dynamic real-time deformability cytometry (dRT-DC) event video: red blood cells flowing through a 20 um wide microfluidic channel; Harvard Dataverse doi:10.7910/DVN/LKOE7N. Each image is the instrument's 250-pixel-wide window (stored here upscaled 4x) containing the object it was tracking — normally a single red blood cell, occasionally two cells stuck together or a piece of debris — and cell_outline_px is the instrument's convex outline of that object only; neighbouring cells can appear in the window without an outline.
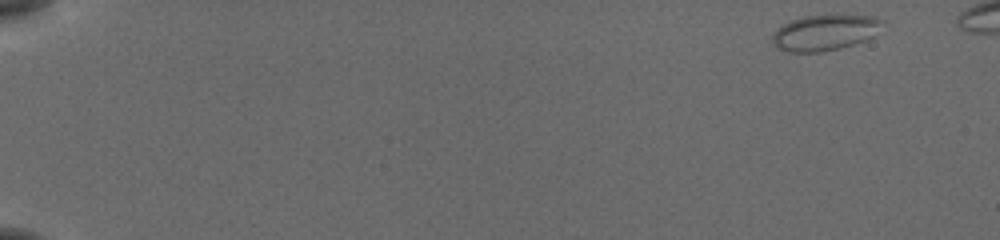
{"species": "common noctule bat (a hibernating species)", "species_latin": "Nyctalus noctula", "temperature_condition": "cold", "stored_images_in_passage": 43, "camera_frame_rate_fps": 3000, "um_per_image_px": 0.085, "animal": {"sex": "female", "body_mass_g": 19.5, "forearm_length_mm": 54.1}, "frame": {"image": 1, "passage_image": 1, "time_ms": 0.0, "image_size_px": [1000, 240], "cell_outline_px": [[884, 20], [872, 36], [864, 40], [840, 48], [820, 52], [788, 52], [780, 48], [772, 40], [772, 36], [776, 28], [792, 20], [804, 16], [872, 16]], "centroid_in_image_um": [70.07, 2.78], "position_along_channel_um": 14.9, "area_um2": 22.25}}
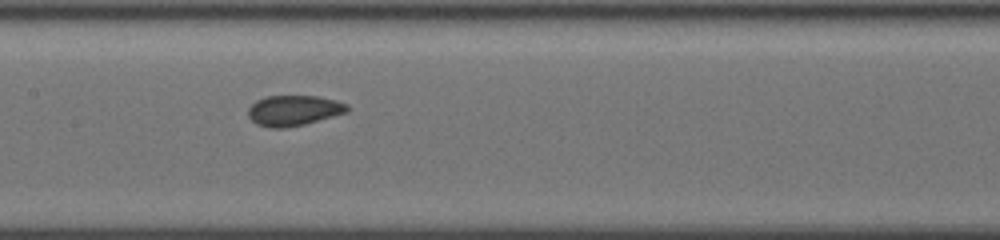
{"frame": {"image": 2, "passage_image": 26, "time_ms": 8.333, "image_size_px": [1000, 240], "cell_outline_px": [[348, 112], [304, 124], [284, 128], [272, 128], [256, 124], [248, 116], [248, 108], [256, 100], [264, 96], [316, 96], [348, 104]], "centroid_in_image_um": [24.93, 9.39], "position_along_channel_um": 182.5, "area_um2": 17.46}}
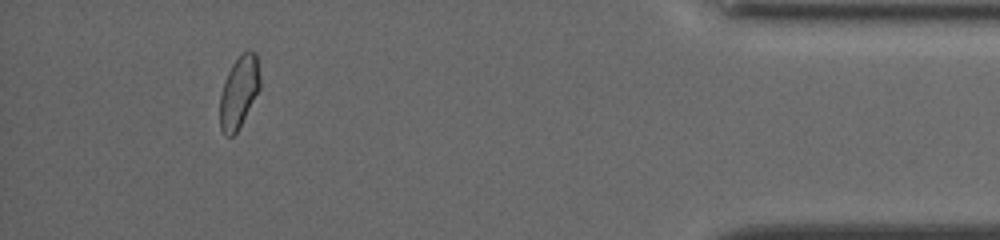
{"frame": {"image": 3, "passage_image": 42, "time_ms": 13.667, "image_size_px": [1000, 240], "cell_outline_px": [[260, 88], [236, 132], [232, 136], [224, 136], [220, 128], [220, 96], [224, 80], [232, 64], [248, 48], [256, 52], [260, 80]], "centroid_in_image_um": [20.3, 7.8], "position_along_channel_um": 414.9, "area_um2": 16.65}}